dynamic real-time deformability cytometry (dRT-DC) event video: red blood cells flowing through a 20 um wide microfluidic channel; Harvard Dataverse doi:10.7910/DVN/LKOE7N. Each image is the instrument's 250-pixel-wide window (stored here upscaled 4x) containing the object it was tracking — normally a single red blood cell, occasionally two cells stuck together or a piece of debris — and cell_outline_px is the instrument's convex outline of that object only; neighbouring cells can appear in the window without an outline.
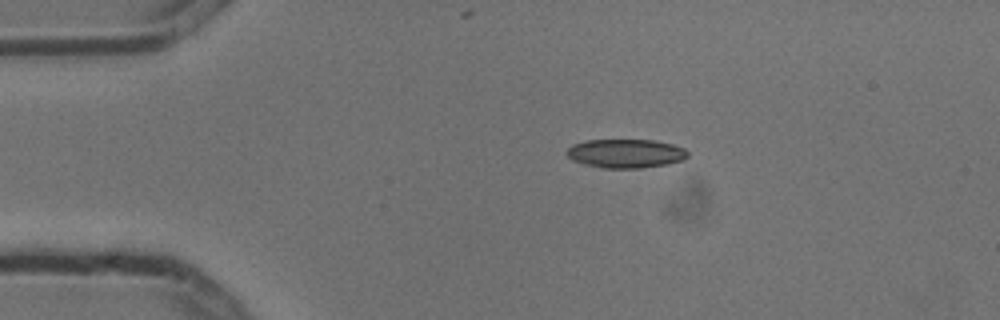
{"species": "common noctule bat (a hibernating species)", "species_latin": "Nyctalus noctula", "temperature_condition": "cold", "stored_images_in_passage": 5, "camera_frame_rate_fps": 3000, "um_per_image_px": 0.085, "animal": {"sex": "male", "body_mass_g": 13.3}, "frame": {"image": 1, "passage_image": 5, "time_ms": 1.333, "image_size_px": [1000, 320], "cell_outline_px": [[688, 156], [684, 160], [668, 164], [640, 168], [600, 168], [584, 164], [572, 160], [564, 152], [572, 144], [588, 140], [656, 140], [672, 144], [684, 148], [688, 152]], "centroid_in_image_um": [53.18, 13.05], "position_along_channel_um": 31.8, "area_um2": 20.52}}